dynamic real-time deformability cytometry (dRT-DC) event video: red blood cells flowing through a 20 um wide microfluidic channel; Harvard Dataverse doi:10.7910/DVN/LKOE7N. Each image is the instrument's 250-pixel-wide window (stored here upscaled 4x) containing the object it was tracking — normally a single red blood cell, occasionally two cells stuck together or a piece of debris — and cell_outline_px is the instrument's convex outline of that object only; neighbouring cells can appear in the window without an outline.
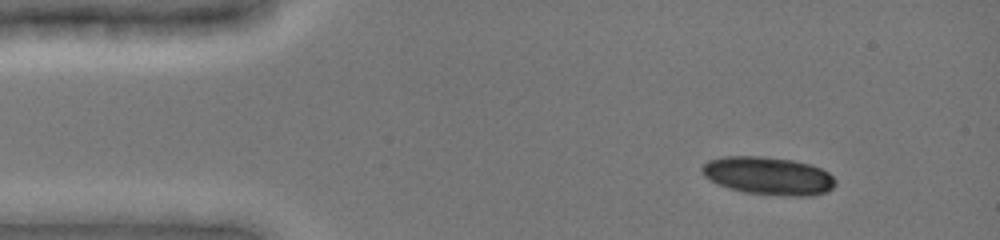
{"species": "common noctule bat (a hibernating species)", "species_latin": "Nyctalus noctula", "temperature_condition": "cold", "stored_images_in_passage": 43, "camera_frame_rate_fps": 3000, "um_per_image_px": 0.085, "animal": {"sex": "female", "body_mass_g": 19.0, "forearm_length_mm": 51.5}, "frame": {"image": 1, "passage_image": 1, "time_ms": 0.0, "image_size_px": [1000, 240], "cell_outline_px": [[836, 184], [832, 188], [824, 192], [812, 196], [788, 196], [744, 192], [728, 188], [716, 184], [708, 180], [704, 176], [700, 168], [708, 160], [724, 156], [764, 156], [792, 160], [812, 164], [828, 172], [836, 180]], "centroid_in_image_um": [65.29, 14.94], "position_along_channel_um": 19.7, "area_um2": 29.77}}
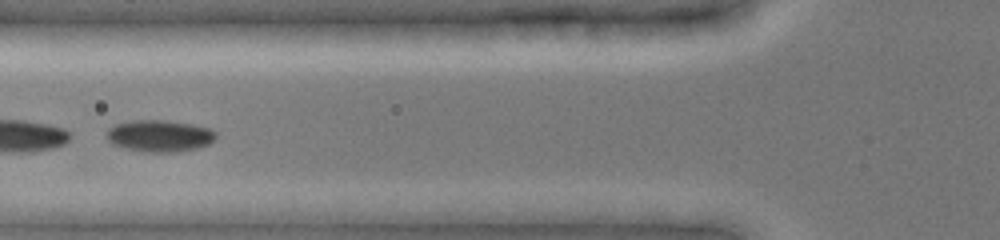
{"frame": {"image": 2, "passage_image": 14, "time_ms": 4.333, "image_size_px": [1000, 240], "cell_outline_px": [[216, 136], [208, 144], [196, 148], [176, 152], [148, 152], [128, 148], [112, 144], [108, 140], [108, 128], [116, 124], [132, 120], [164, 120], [192, 124], [212, 128], [216, 132]], "centroid_in_image_um": [13.59, 11.53], "position_along_channel_um": 112.2, "area_um2": 20.06}, "authors_computed_cell_mechanics": {"area_um2": 19.941, "velocity_mm_per_s": 3.941, "shape_relaxation_time_tau1_ms": 6.0221, "shape_relaxation_time_tau2_ms": 5.8148, "deformation_change_tau1": 0.1523, "deformation_change_tau2": 0.0663}}